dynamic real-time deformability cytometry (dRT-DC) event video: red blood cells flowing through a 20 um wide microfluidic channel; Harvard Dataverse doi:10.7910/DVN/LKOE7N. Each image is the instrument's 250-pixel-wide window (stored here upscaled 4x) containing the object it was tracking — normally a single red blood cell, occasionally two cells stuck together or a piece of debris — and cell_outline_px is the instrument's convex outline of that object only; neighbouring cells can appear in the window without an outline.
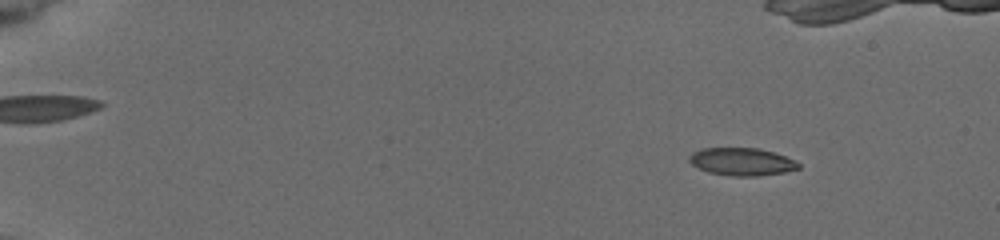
{"species": "common noctule bat (a hibernating species)", "species_latin": "Nyctalus noctula", "temperature_condition": "cold", "stored_images_in_passage": 9, "camera_frame_rate_fps": 3000, "um_per_image_px": 0.085, "animal": {"sex": "female", "body_mass_g": 19.5, "forearm_length_mm": 54.1}, "frame": {"image": 1, "passage_image": 3, "time_ms": 2.0, "image_size_px": [1000, 240], "cell_outline_px": [[800, 168], [784, 172], [756, 176], [732, 176], [708, 172], [692, 164], [688, 160], [688, 156], [692, 152], [700, 148], [760, 148], [796, 160], [800, 164]], "centroid_in_image_um": [63.04, 13.74], "position_along_channel_um": 22.0, "area_um2": 17.63}}